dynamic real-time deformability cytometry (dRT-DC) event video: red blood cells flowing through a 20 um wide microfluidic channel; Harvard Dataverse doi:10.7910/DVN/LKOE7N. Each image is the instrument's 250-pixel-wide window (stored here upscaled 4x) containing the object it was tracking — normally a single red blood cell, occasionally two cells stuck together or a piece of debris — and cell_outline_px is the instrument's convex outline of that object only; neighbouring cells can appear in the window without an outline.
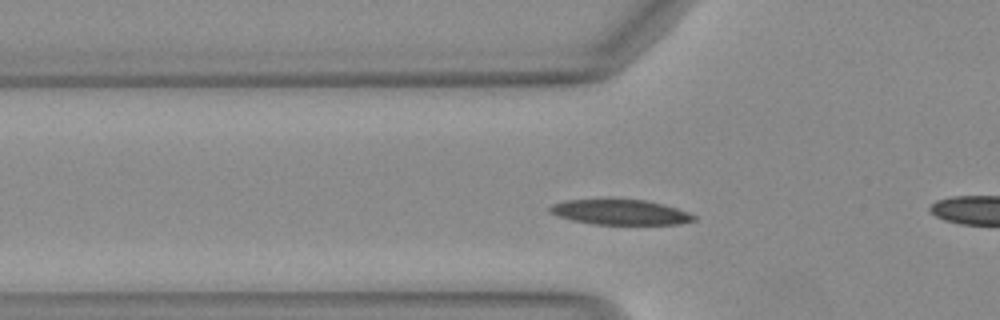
{"species": "Egyptian fruit bat (a non-hibernating species)", "species_latin": "Rousettus aegyptiacus", "temperature_condition": "warm", "stored_images_in_passage": 47, "camera_frame_rate_fps": 3000, "um_per_image_px": 0.085, "animal": {"sex": "female"}, "frame": {"image": 1, "passage_image": 13, "time_ms": 4.0, "image_size_px": [1000, 320], "cell_outline_px": [[696, 220], [680, 224], [592, 224], [572, 220], [556, 216], [548, 212], [548, 208], [552, 204], [568, 200], [644, 200], [676, 208], [688, 212], [696, 216]], "centroid_in_image_um": [52.69, 18.05], "position_along_channel_um": 73.1, "area_um2": 20.87}}
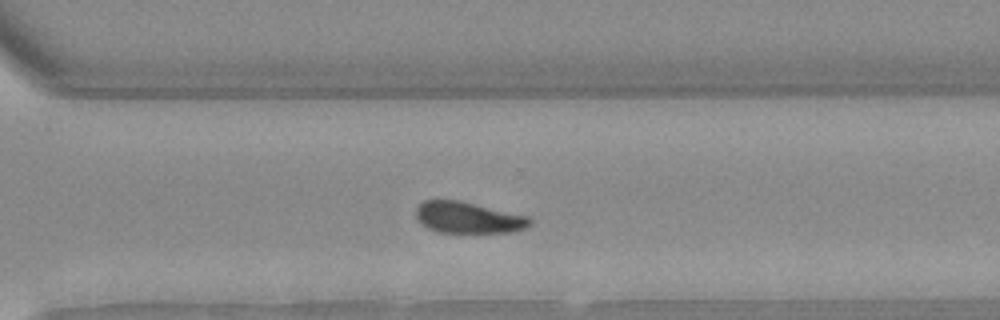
{"frame": {"image": 2, "passage_image": 32, "time_ms": 10.333, "image_size_px": [1000, 320], "cell_outline_px": [[532, 224], [516, 232], [436, 232], [420, 224], [416, 216], [416, 208], [424, 200], [460, 200], [528, 216], [532, 220]], "centroid_in_image_um": [39.79, 18.49], "position_along_channel_um": 330.8, "area_um2": 20.87}}
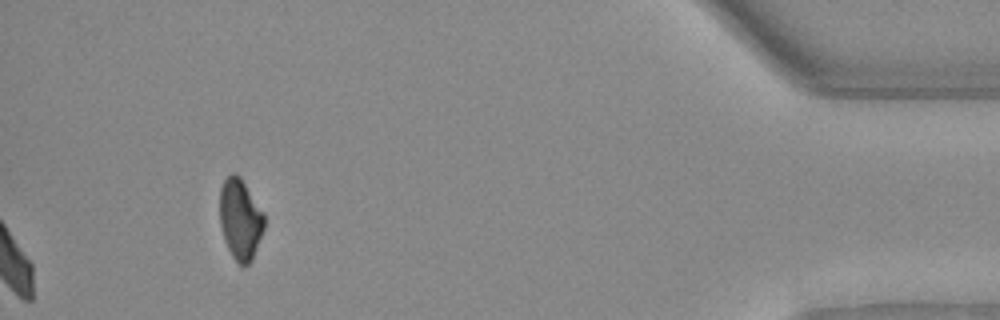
{"frame": {"image": 3, "passage_image": 47, "time_ms": 15.333, "image_size_px": [1000, 320], "cell_outline_px": [[264, 228], [252, 260], [248, 264], [240, 264], [232, 256], [228, 248], [220, 224], [220, 188], [224, 180], [232, 172], [236, 172], [240, 176], [264, 212]], "centroid_in_image_um": [20.43, 18.59], "position_along_channel_um": 414.8, "area_um2": 20.81}, "authors_computed_cell_mechanics": {"area_um2": 21.2126, "velocity_mm_per_s": 4.0786, "shape_relaxation_time_tau1_ms": 3.811, "shape_relaxation_time_tau2_ms": 10.6317, "deformation_change_tau1": 0.1262, "deformation_change_tau2": 0.1644}}